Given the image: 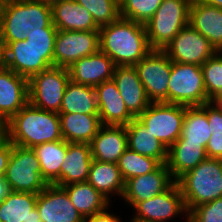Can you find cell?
Instances as JSON below:
<instances>
[{
	"mask_svg": "<svg viewBox=\"0 0 222 222\" xmlns=\"http://www.w3.org/2000/svg\"><path fill=\"white\" fill-rule=\"evenodd\" d=\"M99 50V30H58L55 38L53 66L69 68L75 61L92 55Z\"/></svg>",
	"mask_w": 222,
	"mask_h": 222,
	"instance_id": "obj_12",
	"label": "cell"
},
{
	"mask_svg": "<svg viewBox=\"0 0 222 222\" xmlns=\"http://www.w3.org/2000/svg\"><path fill=\"white\" fill-rule=\"evenodd\" d=\"M52 21L60 31H91L100 28L92 15L75 0H61L51 5Z\"/></svg>",
	"mask_w": 222,
	"mask_h": 222,
	"instance_id": "obj_23",
	"label": "cell"
},
{
	"mask_svg": "<svg viewBox=\"0 0 222 222\" xmlns=\"http://www.w3.org/2000/svg\"><path fill=\"white\" fill-rule=\"evenodd\" d=\"M176 183L188 213L203 203L222 198V159L206 158L180 176Z\"/></svg>",
	"mask_w": 222,
	"mask_h": 222,
	"instance_id": "obj_4",
	"label": "cell"
},
{
	"mask_svg": "<svg viewBox=\"0 0 222 222\" xmlns=\"http://www.w3.org/2000/svg\"><path fill=\"white\" fill-rule=\"evenodd\" d=\"M201 68L206 93L211 98L222 87V51L216 52Z\"/></svg>",
	"mask_w": 222,
	"mask_h": 222,
	"instance_id": "obj_37",
	"label": "cell"
},
{
	"mask_svg": "<svg viewBox=\"0 0 222 222\" xmlns=\"http://www.w3.org/2000/svg\"><path fill=\"white\" fill-rule=\"evenodd\" d=\"M207 158L205 147L200 143H184L178 138L168 149L167 167L176 181L187 171Z\"/></svg>",
	"mask_w": 222,
	"mask_h": 222,
	"instance_id": "obj_27",
	"label": "cell"
},
{
	"mask_svg": "<svg viewBox=\"0 0 222 222\" xmlns=\"http://www.w3.org/2000/svg\"><path fill=\"white\" fill-rule=\"evenodd\" d=\"M29 102L28 79L0 68V126L3 127Z\"/></svg>",
	"mask_w": 222,
	"mask_h": 222,
	"instance_id": "obj_16",
	"label": "cell"
},
{
	"mask_svg": "<svg viewBox=\"0 0 222 222\" xmlns=\"http://www.w3.org/2000/svg\"><path fill=\"white\" fill-rule=\"evenodd\" d=\"M163 0H119L121 18L145 25Z\"/></svg>",
	"mask_w": 222,
	"mask_h": 222,
	"instance_id": "obj_36",
	"label": "cell"
},
{
	"mask_svg": "<svg viewBox=\"0 0 222 222\" xmlns=\"http://www.w3.org/2000/svg\"><path fill=\"white\" fill-rule=\"evenodd\" d=\"M135 217L131 218L142 222H167L176 215L188 211L184 198L176 181L164 192L154 197L138 202L133 206Z\"/></svg>",
	"mask_w": 222,
	"mask_h": 222,
	"instance_id": "obj_14",
	"label": "cell"
},
{
	"mask_svg": "<svg viewBox=\"0 0 222 222\" xmlns=\"http://www.w3.org/2000/svg\"><path fill=\"white\" fill-rule=\"evenodd\" d=\"M37 1H40L42 3H46V4H49V5H52V4H54L56 2H59L61 0H37Z\"/></svg>",
	"mask_w": 222,
	"mask_h": 222,
	"instance_id": "obj_49",
	"label": "cell"
},
{
	"mask_svg": "<svg viewBox=\"0 0 222 222\" xmlns=\"http://www.w3.org/2000/svg\"><path fill=\"white\" fill-rule=\"evenodd\" d=\"M42 222H83L84 217L71 203L63 187L48 184L36 202Z\"/></svg>",
	"mask_w": 222,
	"mask_h": 222,
	"instance_id": "obj_15",
	"label": "cell"
},
{
	"mask_svg": "<svg viewBox=\"0 0 222 222\" xmlns=\"http://www.w3.org/2000/svg\"><path fill=\"white\" fill-rule=\"evenodd\" d=\"M175 180L167 164H161L151 173L139 175L125 182L123 200L133 207L136 203L150 199L166 191Z\"/></svg>",
	"mask_w": 222,
	"mask_h": 222,
	"instance_id": "obj_17",
	"label": "cell"
},
{
	"mask_svg": "<svg viewBox=\"0 0 222 222\" xmlns=\"http://www.w3.org/2000/svg\"><path fill=\"white\" fill-rule=\"evenodd\" d=\"M216 105L222 110V99Z\"/></svg>",
	"mask_w": 222,
	"mask_h": 222,
	"instance_id": "obj_52",
	"label": "cell"
},
{
	"mask_svg": "<svg viewBox=\"0 0 222 222\" xmlns=\"http://www.w3.org/2000/svg\"><path fill=\"white\" fill-rule=\"evenodd\" d=\"M222 99V87L209 99V102L217 104Z\"/></svg>",
	"mask_w": 222,
	"mask_h": 222,
	"instance_id": "obj_47",
	"label": "cell"
},
{
	"mask_svg": "<svg viewBox=\"0 0 222 222\" xmlns=\"http://www.w3.org/2000/svg\"><path fill=\"white\" fill-rule=\"evenodd\" d=\"M56 28L51 5L37 0H5L0 19L3 42L25 40L30 31Z\"/></svg>",
	"mask_w": 222,
	"mask_h": 222,
	"instance_id": "obj_3",
	"label": "cell"
},
{
	"mask_svg": "<svg viewBox=\"0 0 222 222\" xmlns=\"http://www.w3.org/2000/svg\"><path fill=\"white\" fill-rule=\"evenodd\" d=\"M102 125L127 126L134 117L125 106L113 79L94 87Z\"/></svg>",
	"mask_w": 222,
	"mask_h": 222,
	"instance_id": "obj_20",
	"label": "cell"
},
{
	"mask_svg": "<svg viewBox=\"0 0 222 222\" xmlns=\"http://www.w3.org/2000/svg\"><path fill=\"white\" fill-rule=\"evenodd\" d=\"M151 103H168L172 61L163 50L152 49L134 65Z\"/></svg>",
	"mask_w": 222,
	"mask_h": 222,
	"instance_id": "obj_10",
	"label": "cell"
},
{
	"mask_svg": "<svg viewBox=\"0 0 222 222\" xmlns=\"http://www.w3.org/2000/svg\"><path fill=\"white\" fill-rule=\"evenodd\" d=\"M93 160L118 163L128 148L125 126L102 125L90 143Z\"/></svg>",
	"mask_w": 222,
	"mask_h": 222,
	"instance_id": "obj_22",
	"label": "cell"
},
{
	"mask_svg": "<svg viewBox=\"0 0 222 222\" xmlns=\"http://www.w3.org/2000/svg\"><path fill=\"white\" fill-rule=\"evenodd\" d=\"M83 6L100 28L118 20L120 16L119 0H75Z\"/></svg>",
	"mask_w": 222,
	"mask_h": 222,
	"instance_id": "obj_35",
	"label": "cell"
},
{
	"mask_svg": "<svg viewBox=\"0 0 222 222\" xmlns=\"http://www.w3.org/2000/svg\"><path fill=\"white\" fill-rule=\"evenodd\" d=\"M5 67V44L0 36V68Z\"/></svg>",
	"mask_w": 222,
	"mask_h": 222,
	"instance_id": "obj_45",
	"label": "cell"
},
{
	"mask_svg": "<svg viewBox=\"0 0 222 222\" xmlns=\"http://www.w3.org/2000/svg\"><path fill=\"white\" fill-rule=\"evenodd\" d=\"M185 106L150 103L138 119L167 149L181 136Z\"/></svg>",
	"mask_w": 222,
	"mask_h": 222,
	"instance_id": "obj_9",
	"label": "cell"
},
{
	"mask_svg": "<svg viewBox=\"0 0 222 222\" xmlns=\"http://www.w3.org/2000/svg\"><path fill=\"white\" fill-rule=\"evenodd\" d=\"M38 194L12 191L0 203V222H25L36 207Z\"/></svg>",
	"mask_w": 222,
	"mask_h": 222,
	"instance_id": "obj_33",
	"label": "cell"
},
{
	"mask_svg": "<svg viewBox=\"0 0 222 222\" xmlns=\"http://www.w3.org/2000/svg\"><path fill=\"white\" fill-rule=\"evenodd\" d=\"M116 65L100 50L75 61L68 69L70 81L95 87L111 80Z\"/></svg>",
	"mask_w": 222,
	"mask_h": 222,
	"instance_id": "obj_18",
	"label": "cell"
},
{
	"mask_svg": "<svg viewBox=\"0 0 222 222\" xmlns=\"http://www.w3.org/2000/svg\"><path fill=\"white\" fill-rule=\"evenodd\" d=\"M126 127L128 149L140 155L157 159L166 164L168 149L138 119L134 118Z\"/></svg>",
	"mask_w": 222,
	"mask_h": 222,
	"instance_id": "obj_26",
	"label": "cell"
},
{
	"mask_svg": "<svg viewBox=\"0 0 222 222\" xmlns=\"http://www.w3.org/2000/svg\"><path fill=\"white\" fill-rule=\"evenodd\" d=\"M62 187L66 190L71 203L84 218L109 208L110 201L87 181Z\"/></svg>",
	"mask_w": 222,
	"mask_h": 222,
	"instance_id": "obj_30",
	"label": "cell"
},
{
	"mask_svg": "<svg viewBox=\"0 0 222 222\" xmlns=\"http://www.w3.org/2000/svg\"><path fill=\"white\" fill-rule=\"evenodd\" d=\"M32 149L39 160L42 178L47 184L57 185L61 181V165L67 152V142L65 140L47 142Z\"/></svg>",
	"mask_w": 222,
	"mask_h": 222,
	"instance_id": "obj_29",
	"label": "cell"
},
{
	"mask_svg": "<svg viewBox=\"0 0 222 222\" xmlns=\"http://www.w3.org/2000/svg\"><path fill=\"white\" fill-rule=\"evenodd\" d=\"M117 164L125 182L130 178L151 173L161 165L157 159L140 155L128 148L119 158Z\"/></svg>",
	"mask_w": 222,
	"mask_h": 222,
	"instance_id": "obj_34",
	"label": "cell"
},
{
	"mask_svg": "<svg viewBox=\"0 0 222 222\" xmlns=\"http://www.w3.org/2000/svg\"><path fill=\"white\" fill-rule=\"evenodd\" d=\"M200 1L208 5L215 6L222 9V0H200Z\"/></svg>",
	"mask_w": 222,
	"mask_h": 222,
	"instance_id": "obj_48",
	"label": "cell"
},
{
	"mask_svg": "<svg viewBox=\"0 0 222 222\" xmlns=\"http://www.w3.org/2000/svg\"><path fill=\"white\" fill-rule=\"evenodd\" d=\"M83 222H121L119 217H116L114 214H110L106 211H102L97 214H93L92 216H88L84 218Z\"/></svg>",
	"mask_w": 222,
	"mask_h": 222,
	"instance_id": "obj_43",
	"label": "cell"
},
{
	"mask_svg": "<svg viewBox=\"0 0 222 222\" xmlns=\"http://www.w3.org/2000/svg\"><path fill=\"white\" fill-rule=\"evenodd\" d=\"M192 0H163L151 19L144 25L151 49L163 50L189 24Z\"/></svg>",
	"mask_w": 222,
	"mask_h": 222,
	"instance_id": "obj_5",
	"label": "cell"
},
{
	"mask_svg": "<svg viewBox=\"0 0 222 222\" xmlns=\"http://www.w3.org/2000/svg\"><path fill=\"white\" fill-rule=\"evenodd\" d=\"M130 222H142V221H136V220L132 219V221H130Z\"/></svg>",
	"mask_w": 222,
	"mask_h": 222,
	"instance_id": "obj_53",
	"label": "cell"
},
{
	"mask_svg": "<svg viewBox=\"0 0 222 222\" xmlns=\"http://www.w3.org/2000/svg\"><path fill=\"white\" fill-rule=\"evenodd\" d=\"M5 67L29 79L53 66L54 48H36L26 40L4 42Z\"/></svg>",
	"mask_w": 222,
	"mask_h": 222,
	"instance_id": "obj_11",
	"label": "cell"
},
{
	"mask_svg": "<svg viewBox=\"0 0 222 222\" xmlns=\"http://www.w3.org/2000/svg\"><path fill=\"white\" fill-rule=\"evenodd\" d=\"M25 222H42L36 207L31 210V215Z\"/></svg>",
	"mask_w": 222,
	"mask_h": 222,
	"instance_id": "obj_46",
	"label": "cell"
},
{
	"mask_svg": "<svg viewBox=\"0 0 222 222\" xmlns=\"http://www.w3.org/2000/svg\"><path fill=\"white\" fill-rule=\"evenodd\" d=\"M205 150L207 158L222 159V133H212Z\"/></svg>",
	"mask_w": 222,
	"mask_h": 222,
	"instance_id": "obj_42",
	"label": "cell"
},
{
	"mask_svg": "<svg viewBox=\"0 0 222 222\" xmlns=\"http://www.w3.org/2000/svg\"><path fill=\"white\" fill-rule=\"evenodd\" d=\"M63 140L68 143H87L97 135L102 126L99 115L59 113Z\"/></svg>",
	"mask_w": 222,
	"mask_h": 222,
	"instance_id": "obj_25",
	"label": "cell"
},
{
	"mask_svg": "<svg viewBox=\"0 0 222 222\" xmlns=\"http://www.w3.org/2000/svg\"><path fill=\"white\" fill-rule=\"evenodd\" d=\"M186 222H195L189 215L186 216Z\"/></svg>",
	"mask_w": 222,
	"mask_h": 222,
	"instance_id": "obj_51",
	"label": "cell"
},
{
	"mask_svg": "<svg viewBox=\"0 0 222 222\" xmlns=\"http://www.w3.org/2000/svg\"><path fill=\"white\" fill-rule=\"evenodd\" d=\"M211 137L207 120V103L201 106H185L182 132L179 137L184 143H200L206 147Z\"/></svg>",
	"mask_w": 222,
	"mask_h": 222,
	"instance_id": "obj_32",
	"label": "cell"
},
{
	"mask_svg": "<svg viewBox=\"0 0 222 222\" xmlns=\"http://www.w3.org/2000/svg\"><path fill=\"white\" fill-rule=\"evenodd\" d=\"M5 0H0V19L3 11V6H4Z\"/></svg>",
	"mask_w": 222,
	"mask_h": 222,
	"instance_id": "obj_50",
	"label": "cell"
},
{
	"mask_svg": "<svg viewBox=\"0 0 222 222\" xmlns=\"http://www.w3.org/2000/svg\"><path fill=\"white\" fill-rule=\"evenodd\" d=\"M13 144L3 134H0V177L5 175V171L8 165V161L12 152Z\"/></svg>",
	"mask_w": 222,
	"mask_h": 222,
	"instance_id": "obj_41",
	"label": "cell"
},
{
	"mask_svg": "<svg viewBox=\"0 0 222 222\" xmlns=\"http://www.w3.org/2000/svg\"><path fill=\"white\" fill-rule=\"evenodd\" d=\"M2 133L12 144L27 148L63 140L59 113L29 102L2 127Z\"/></svg>",
	"mask_w": 222,
	"mask_h": 222,
	"instance_id": "obj_2",
	"label": "cell"
},
{
	"mask_svg": "<svg viewBox=\"0 0 222 222\" xmlns=\"http://www.w3.org/2000/svg\"><path fill=\"white\" fill-rule=\"evenodd\" d=\"M168 85L170 104L201 106L209 102L199 65L172 62Z\"/></svg>",
	"mask_w": 222,
	"mask_h": 222,
	"instance_id": "obj_6",
	"label": "cell"
},
{
	"mask_svg": "<svg viewBox=\"0 0 222 222\" xmlns=\"http://www.w3.org/2000/svg\"><path fill=\"white\" fill-rule=\"evenodd\" d=\"M112 79L116 83L128 111L134 118H138L151 102L135 66H116Z\"/></svg>",
	"mask_w": 222,
	"mask_h": 222,
	"instance_id": "obj_19",
	"label": "cell"
},
{
	"mask_svg": "<svg viewBox=\"0 0 222 222\" xmlns=\"http://www.w3.org/2000/svg\"><path fill=\"white\" fill-rule=\"evenodd\" d=\"M99 42L100 51L116 66L135 65L152 50L145 26L121 17L100 27Z\"/></svg>",
	"mask_w": 222,
	"mask_h": 222,
	"instance_id": "obj_1",
	"label": "cell"
},
{
	"mask_svg": "<svg viewBox=\"0 0 222 222\" xmlns=\"http://www.w3.org/2000/svg\"><path fill=\"white\" fill-rule=\"evenodd\" d=\"M87 182L90 183L109 201L113 193L123 196L125 181L117 163L93 160L90 166ZM111 193V195H109Z\"/></svg>",
	"mask_w": 222,
	"mask_h": 222,
	"instance_id": "obj_28",
	"label": "cell"
},
{
	"mask_svg": "<svg viewBox=\"0 0 222 222\" xmlns=\"http://www.w3.org/2000/svg\"><path fill=\"white\" fill-rule=\"evenodd\" d=\"M57 32V28L37 29L30 31L25 40L36 48H54Z\"/></svg>",
	"mask_w": 222,
	"mask_h": 222,
	"instance_id": "obj_39",
	"label": "cell"
},
{
	"mask_svg": "<svg viewBox=\"0 0 222 222\" xmlns=\"http://www.w3.org/2000/svg\"><path fill=\"white\" fill-rule=\"evenodd\" d=\"M12 191L11 185L5 180V177H0V203H2Z\"/></svg>",
	"mask_w": 222,
	"mask_h": 222,
	"instance_id": "obj_44",
	"label": "cell"
},
{
	"mask_svg": "<svg viewBox=\"0 0 222 222\" xmlns=\"http://www.w3.org/2000/svg\"><path fill=\"white\" fill-rule=\"evenodd\" d=\"M172 62L203 65L217 51L209 40L189 24L163 49Z\"/></svg>",
	"mask_w": 222,
	"mask_h": 222,
	"instance_id": "obj_13",
	"label": "cell"
},
{
	"mask_svg": "<svg viewBox=\"0 0 222 222\" xmlns=\"http://www.w3.org/2000/svg\"><path fill=\"white\" fill-rule=\"evenodd\" d=\"M59 113L99 115L94 87L69 81Z\"/></svg>",
	"mask_w": 222,
	"mask_h": 222,
	"instance_id": "obj_31",
	"label": "cell"
},
{
	"mask_svg": "<svg viewBox=\"0 0 222 222\" xmlns=\"http://www.w3.org/2000/svg\"><path fill=\"white\" fill-rule=\"evenodd\" d=\"M70 81L67 68L51 66L28 79L29 103L52 112H60L62 99Z\"/></svg>",
	"mask_w": 222,
	"mask_h": 222,
	"instance_id": "obj_8",
	"label": "cell"
},
{
	"mask_svg": "<svg viewBox=\"0 0 222 222\" xmlns=\"http://www.w3.org/2000/svg\"><path fill=\"white\" fill-rule=\"evenodd\" d=\"M92 161L90 144L67 142V152L61 165V181L57 186L86 182Z\"/></svg>",
	"mask_w": 222,
	"mask_h": 222,
	"instance_id": "obj_24",
	"label": "cell"
},
{
	"mask_svg": "<svg viewBox=\"0 0 222 222\" xmlns=\"http://www.w3.org/2000/svg\"><path fill=\"white\" fill-rule=\"evenodd\" d=\"M207 120L211 134L222 133V110L211 102H207Z\"/></svg>",
	"mask_w": 222,
	"mask_h": 222,
	"instance_id": "obj_40",
	"label": "cell"
},
{
	"mask_svg": "<svg viewBox=\"0 0 222 222\" xmlns=\"http://www.w3.org/2000/svg\"><path fill=\"white\" fill-rule=\"evenodd\" d=\"M189 25L206 37L217 52L222 51V9L192 0Z\"/></svg>",
	"mask_w": 222,
	"mask_h": 222,
	"instance_id": "obj_21",
	"label": "cell"
},
{
	"mask_svg": "<svg viewBox=\"0 0 222 222\" xmlns=\"http://www.w3.org/2000/svg\"><path fill=\"white\" fill-rule=\"evenodd\" d=\"M188 215L195 222H222V198L194 207Z\"/></svg>",
	"mask_w": 222,
	"mask_h": 222,
	"instance_id": "obj_38",
	"label": "cell"
},
{
	"mask_svg": "<svg viewBox=\"0 0 222 222\" xmlns=\"http://www.w3.org/2000/svg\"><path fill=\"white\" fill-rule=\"evenodd\" d=\"M4 177L16 192L39 194L48 185L41 176L40 163L33 149L15 144Z\"/></svg>",
	"mask_w": 222,
	"mask_h": 222,
	"instance_id": "obj_7",
	"label": "cell"
}]
</instances>
